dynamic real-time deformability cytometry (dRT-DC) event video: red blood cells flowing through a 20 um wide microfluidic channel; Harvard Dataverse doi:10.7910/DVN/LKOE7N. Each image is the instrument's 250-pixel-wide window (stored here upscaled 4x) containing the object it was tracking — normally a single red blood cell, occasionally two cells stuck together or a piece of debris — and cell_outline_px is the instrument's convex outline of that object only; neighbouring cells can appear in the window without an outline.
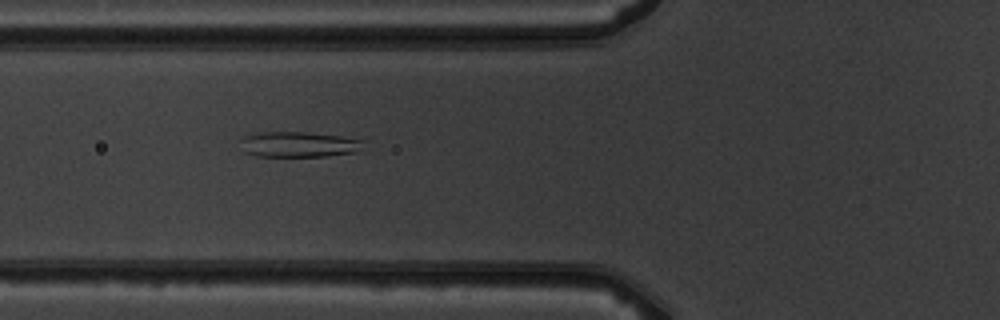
{"species": "common noctule bat (a hibernating species)", "species_latin": "Nyctalus noctula", "temperature_condition": "warm", "stored_images_in_passage": 7, "camera_frame_rate_fps": 3000, "um_per_image_px": 0.085, "animal": {"sex": "male", "body_mass_g": 19.5, "forearm_length_mm": 54.6}, "frame": {"image": 1, "passage_image": 5, "time_ms": 4.667, "image_size_px": [1000, 320], "cell_outline_px": [[364, 140], [356, 152], [324, 156], [256, 156], [244, 152], [240, 140], [244, 136], [256, 132], [308, 132], [340, 136]], "centroid_in_image_um": [25.33, 12.26], "position_along_channel_um": 100.5, "area_um2": 18.15}}
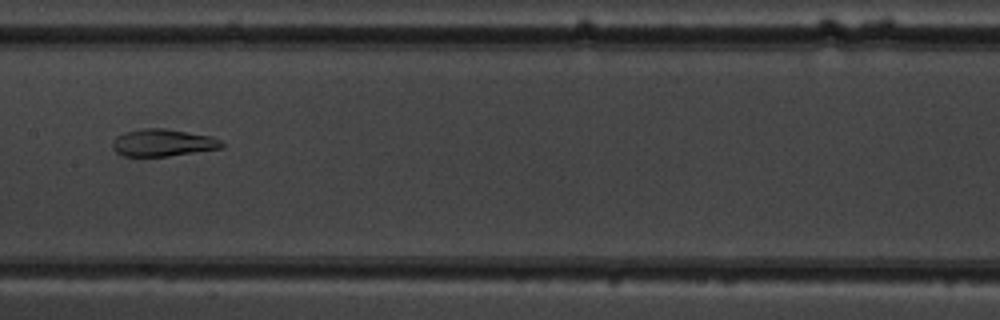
{"frame": {"image": 2, "passage_image": 7, "time_ms": 7.0, "image_size_px": [1000, 320], "cell_outline_px": [[224, 148], [168, 156], [124, 156], [116, 152], [112, 148], [112, 140], [116, 136], [124, 132], [144, 128], [164, 128], [212, 136], [220, 140], [224, 144]], "centroid_in_image_um": [13.84, 12.13], "position_along_channel_um": 193.6, "area_um2": 17.46}}